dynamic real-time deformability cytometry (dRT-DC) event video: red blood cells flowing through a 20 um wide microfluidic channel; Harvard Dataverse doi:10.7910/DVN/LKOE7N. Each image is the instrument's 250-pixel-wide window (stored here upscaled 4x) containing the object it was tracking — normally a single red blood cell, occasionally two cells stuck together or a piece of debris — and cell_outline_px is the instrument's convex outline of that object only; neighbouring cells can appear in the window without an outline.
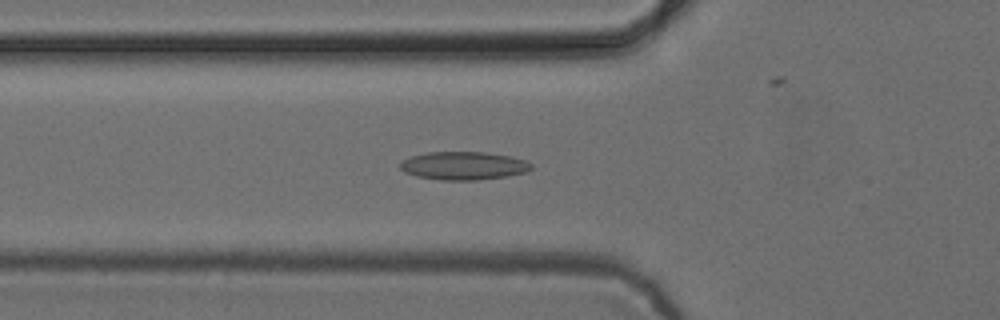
{"species": "common noctule bat (a hibernating species)", "species_latin": "Nyctalus noctula", "temperature_condition": "cold", "stored_images_in_passage": 51, "camera_frame_rate_fps": 3000, "um_per_image_px": 0.085, "animal": {"sex": "female", "body_mass_g": 24.6, "forearm_length_mm": 56.2}, "frame": {"image": 1, "passage_image": 16, "time_ms": 5.0, "image_size_px": [1000, 320], "cell_outline_px": [[532, 168], [528, 172], [508, 176], [476, 180], [444, 180], [416, 176], [404, 172], [400, 168], [400, 164], [404, 160], [412, 156], [428, 152], [484, 152], [508, 156], [524, 160], [532, 164]], "centroid_in_image_um": [39.42, 14.09], "position_along_channel_um": 86.4, "area_um2": 21.39}}
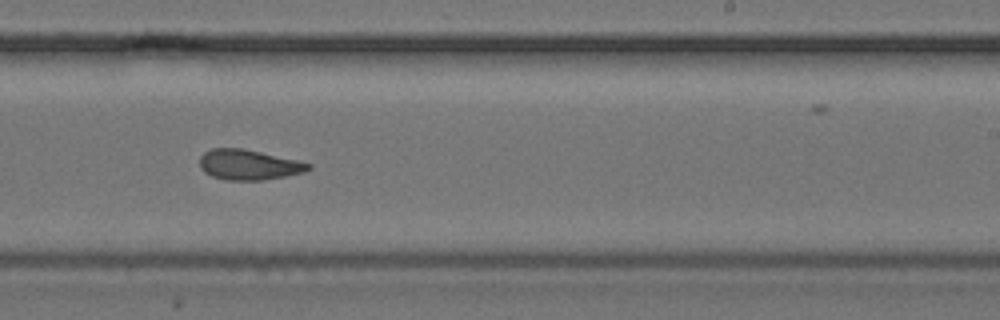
{"frame": {"image": 2, "passage_image": 30, "time_ms": 9.667, "image_size_px": [1000, 320], "cell_outline_px": [[312, 168], [304, 172], [264, 180], [224, 180], [212, 176], [204, 172], [200, 168], [200, 156], [204, 152], [212, 148], [240, 148], [300, 160], [312, 164]], "centroid_in_image_um": [21.15, 14.0], "position_along_channel_um": 267.9, "area_um2": 19.25}}
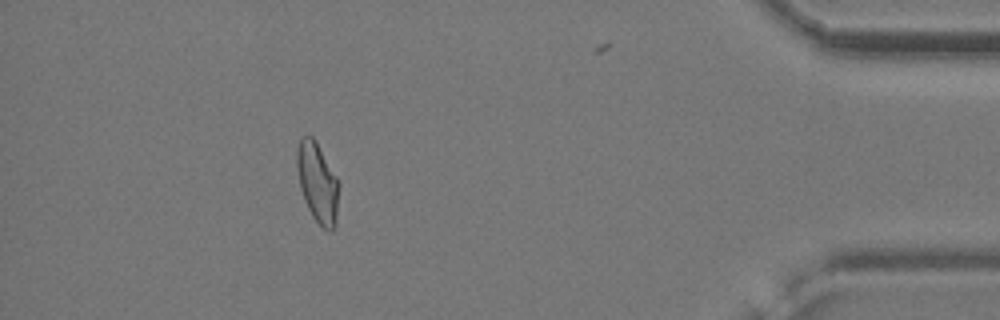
{"frame": {"image": 3, "passage_image": 45, "time_ms": 14.667, "image_size_px": [1000, 320], "cell_outline_px": [[340, 184], [336, 224], [332, 232], [328, 232], [312, 216], [304, 200], [300, 188], [296, 168], [296, 152], [300, 136], [312, 136], [316, 140], [336, 176]], "centroid_in_image_um": [26.99, 15.52], "position_along_channel_um": 408.2, "area_um2": 19.88}, "authors_computed_cell_mechanics": {"area_um2": 19.8832, "velocity_mm_per_s": 3.8826, "shape_relaxation_time_tau1_ms": null, "shape_relaxation_time_tau2_ms": 3.1486, "deformation_change_tau1": null, "deformation_change_tau2": 0.0922}}